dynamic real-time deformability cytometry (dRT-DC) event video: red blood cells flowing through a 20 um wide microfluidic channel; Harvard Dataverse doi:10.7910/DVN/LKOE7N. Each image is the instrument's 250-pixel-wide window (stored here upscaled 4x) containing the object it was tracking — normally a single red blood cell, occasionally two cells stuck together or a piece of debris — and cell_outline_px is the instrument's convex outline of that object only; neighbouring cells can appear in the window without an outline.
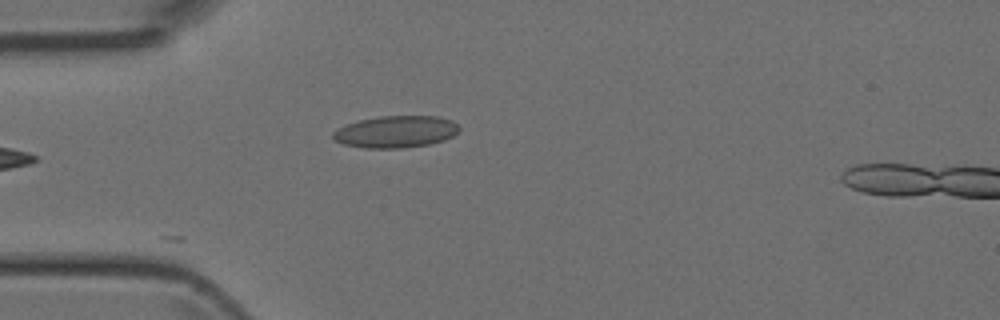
{"species": "Egyptian fruit bat (a non-hibernating species)", "species_latin": "Rousettus aegyptiacus", "temperature_condition": "room temperature", "stored_images_in_passage": 6, "camera_frame_rate_fps": 3000, "um_per_image_px": 0.085, "animal": {"sex": "female"}, "frame": {"image": 1, "passage_image": 5, "time_ms": 4.667, "image_size_px": [1000, 320], "cell_outline_px": [[460, 128], [452, 136], [444, 140], [428, 144], [404, 148], [364, 148], [344, 144], [332, 140], [332, 132], [348, 124], [360, 120], [380, 116], [440, 116], [452, 120]], "centroid_in_image_um": [33.64, 11.2], "position_along_channel_um": 51.4, "area_um2": 23.41}}